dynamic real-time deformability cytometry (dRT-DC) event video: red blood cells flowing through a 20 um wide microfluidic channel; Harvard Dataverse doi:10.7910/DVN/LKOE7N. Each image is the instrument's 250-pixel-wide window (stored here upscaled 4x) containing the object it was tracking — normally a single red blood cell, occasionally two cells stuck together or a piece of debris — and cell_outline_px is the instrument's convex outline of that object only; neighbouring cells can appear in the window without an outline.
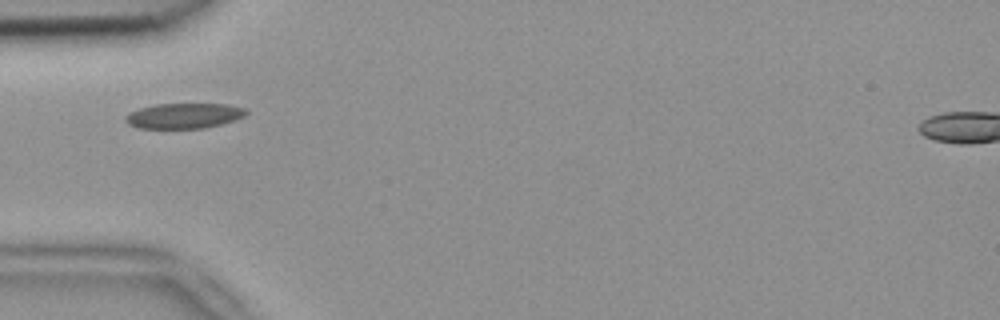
{"species": "common noctule bat (a hibernating species)", "species_latin": "Nyctalus noctula", "temperature_condition": "room temperature", "stored_images_in_passage": 5, "camera_frame_rate_fps": 3000, "um_per_image_px": 0.085, "animal": {"sex": "female", "body_mass_g": 18.4}, "frame": {"image": 1, "passage_image": 1, "time_ms": 0.0, "image_size_px": [1000, 320], "cell_outline_px": [[248, 112], [244, 116], [236, 120], [204, 128], [136, 128], [128, 124], [124, 120], [124, 116], [128, 112], [140, 108], [156, 104], [228, 104], [244, 108]], "centroid_in_image_um": [15.6, 9.84], "position_along_channel_um": 69.4, "area_um2": 17.86}}
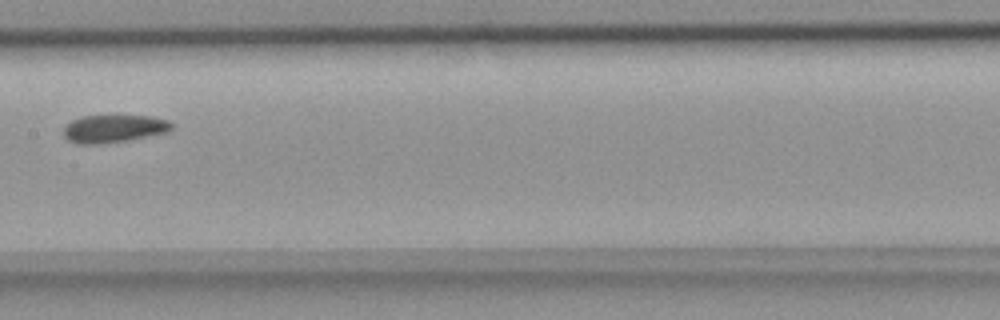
{"frame": {"image": 2, "passage_image": 4, "time_ms": 1.0, "image_size_px": [1000, 320], "cell_outline_px": [[172, 128], [168, 132], [128, 140], [100, 144], [80, 144], [68, 140], [64, 136], [64, 128], [72, 120], [80, 116], [112, 112], [152, 116], [168, 120], [172, 124]], "centroid_in_image_um": [9.68, 10.87], "position_along_channel_um": 197.7, "area_um2": 18.44}}
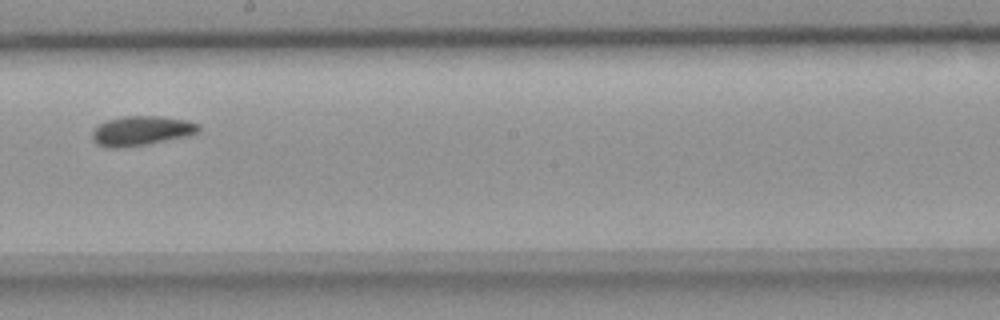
{"frame": {"image": 3, "passage_image": 5, "time_ms": 1.333, "image_size_px": [1000, 320], "cell_outline_px": [[200, 132], [184, 136], [148, 144], [120, 148], [108, 148], [96, 144], [92, 140], [92, 132], [100, 124], [108, 120], [124, 116], [160, 116], [188, 120], [200, 124]], "centroid_in_image_um": [12.02, 11.12], "position_along_channel_um": 236.2, "area_um2": 18.32}}